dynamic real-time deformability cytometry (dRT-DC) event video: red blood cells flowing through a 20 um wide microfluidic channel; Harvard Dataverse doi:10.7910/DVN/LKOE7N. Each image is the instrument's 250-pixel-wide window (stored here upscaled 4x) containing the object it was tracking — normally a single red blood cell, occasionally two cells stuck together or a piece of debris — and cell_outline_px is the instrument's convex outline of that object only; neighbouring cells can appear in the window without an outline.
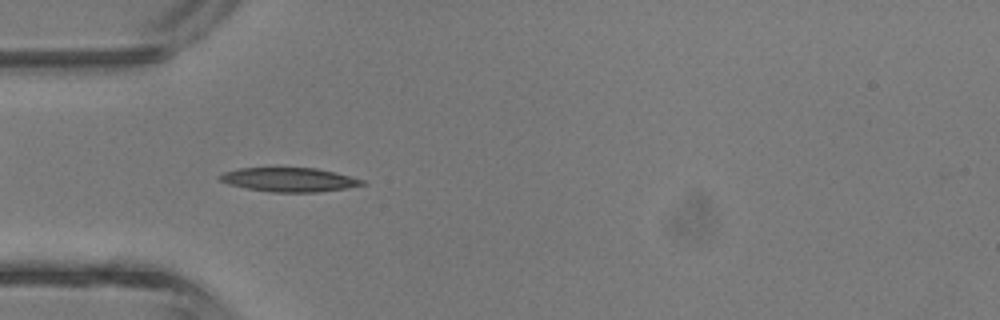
{"species": "common noctule bat (a hibernating species)", "species_latin": "Nyctalus noctula", "temperature_condition": "room temperature", "stored_images_in_passage": 31, "camera_frame_rate_fps": 3000, "um_per_image_px": 0.085, "animal": {"sex": "male", "body_mass_g": 13.3}, "frame": {"image": 1, "passage_image": 3, "time_ms": 0.667, "image_size_px": [1000, 320], "cell_outline_px": [[368, 184], [348, 188], [316, 192], [272, 192], [248, 188], [228, 184], [220, 180], [216, 176], [224, 172], [240, 168], [316, 168], [364, 180]], "centroid_in_image_um": [24.58, 15.27], "position_along_channel_um": 60.4, "area_um2": 19.77}}
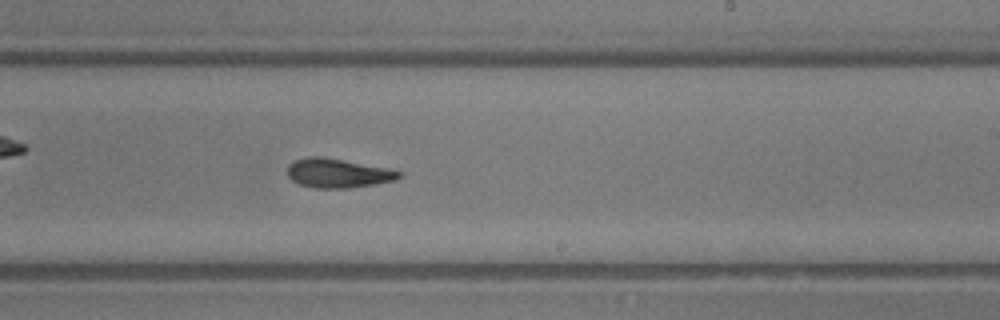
{"frame": {"image": 2, "passage_image": 15, "time_ms": 4.667, "image_size_px": [1000, 320], "cell_outline_px": [[404, 176], [396, 180], [376, 184], [348, 188], [312, 188], [300, 184], [292, 180], [288, 176], [288, 164], [292, 160], [308, 156], [324, 156], [388, 168], [404, 172]], "centroid_in_image_um": [28.74, 14.71], "position_along_channel_um": 260.3, "area_um2": 19.36}}
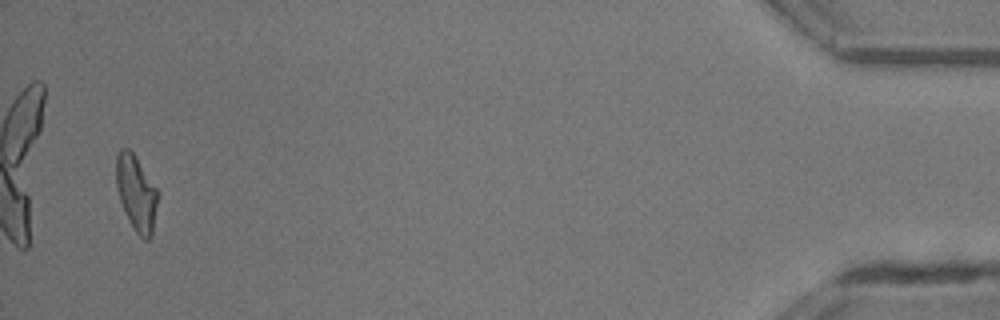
{"frame": {"image": 3, "passage_image": 30, "time_ms": 9.667, "image_size_px": [1000, 320], "cell_outline_px": [[160, 192], [152, 236], [148, 240], [144, 240], [136, 232], [128, 220], [124, 212], [116, 188], [116, 156], [120, 148], [128, 148], [132, 152]], "centroid_in_image_um": [11.6, 16.44], "position_along_channel_um": 423.6, "area_um2": 18.61}}